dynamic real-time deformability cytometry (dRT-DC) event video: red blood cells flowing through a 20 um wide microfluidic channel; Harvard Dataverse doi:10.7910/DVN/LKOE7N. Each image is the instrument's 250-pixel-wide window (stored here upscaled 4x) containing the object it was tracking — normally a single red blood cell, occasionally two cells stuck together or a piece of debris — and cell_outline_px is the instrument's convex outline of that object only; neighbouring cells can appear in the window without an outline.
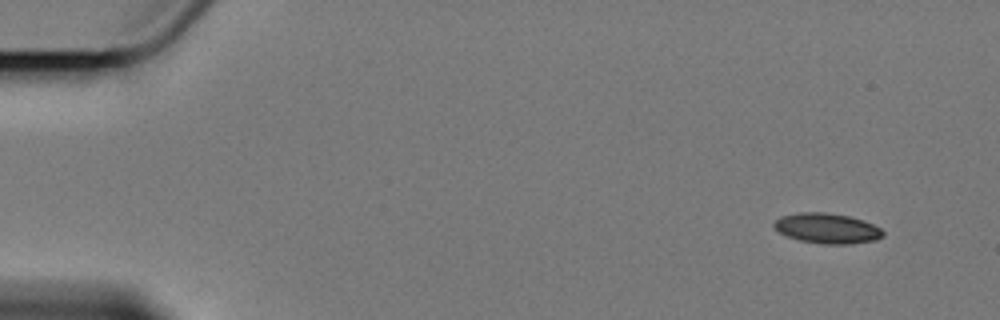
{"species": "Egyptian fruit bat (a non-hibernating species)", "species_latin": "Rousettus aegyptiacus", "temperature_condition": "cold", "stored_images_in_passage": 6, "camera_frame_rate_fps": 3000, "um_per_image_px": 0.085, "animal": {"sex": "female"}, "frame": {"image": 1, "passage_image": 1, "time_ms": 0.0, "image_size_px": [1000, 320], "cell_outline_px": [[884, 236], [876, 240], [852, 244], [824, 244], [800, 240], [788, 236], [780, 232], [772, 224], [780, 216], [800, 212], [824, 212], [848, 216], [864, 220], [880, 228], [884, 232]], "centroid_in_image_um": [70.33, 19.41], "position_along_channel_um": 14.7, "area_um2": 19.13}}
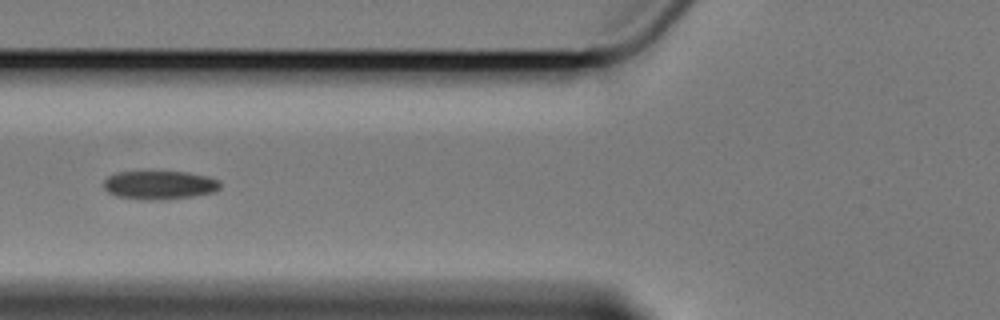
{"frame": {"image": 2, "passage_image": 6, "time_ms": 6.333, "image_size_px": [1000, 320], "cell_outline_px": [[220, 188], [212, 192], [192, 196], [160, 200], [148, 200], [116, 196], [108, 192], [104, 188], [104, 180], [108, 176], [120, 172], [188, 172], [208, 176], [220, 180]], "centroid_in_image_um": [13.57, 15.73], "position_along_channel_um": 112.2, "area_um2": 19.31}}